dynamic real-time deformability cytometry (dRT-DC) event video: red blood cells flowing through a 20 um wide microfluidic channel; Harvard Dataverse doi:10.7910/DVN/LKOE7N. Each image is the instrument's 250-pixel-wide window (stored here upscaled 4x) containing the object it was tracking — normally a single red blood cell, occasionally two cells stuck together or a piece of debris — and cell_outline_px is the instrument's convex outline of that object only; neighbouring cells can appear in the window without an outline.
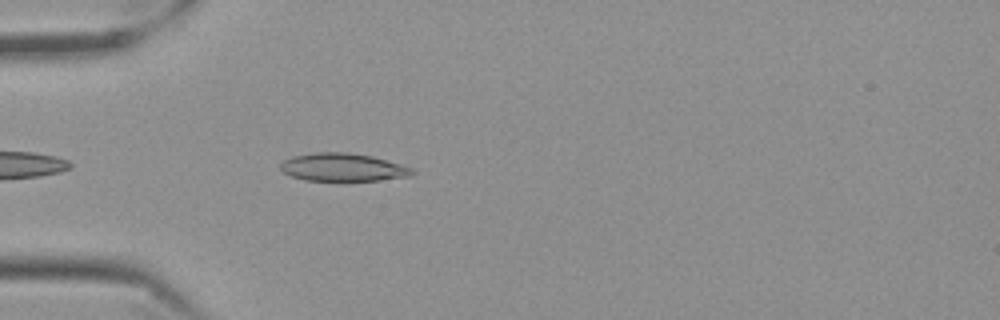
{"species": "Egyptian fruit bat (a non-hibernating species)", "species_latin": "Rousettus aegyptiacus", "temperature_condition": "cold", "stored_images_in_passage": 8, "camera_frame_rate_fps": 3000, "um_per_image_px": 0.085, "frame": {"image": 1, "passage_image": 4, "time_ms": 1.0, "image_size_px": [1000, 320], "cell_outline_px": [[416, 172], [412, 176], [380, 180], [304, 180], [292, 176], [284, 172], [280, 168], [280, 164], [284, 160], [292, 156], [316, 152], [348, 152], [372, 156], [400, 164], [412, 168]], "centroid_in_image_um": [29.16, 14.21], "position_along_channel_um": 55.8, "area_um2": 21.39}}
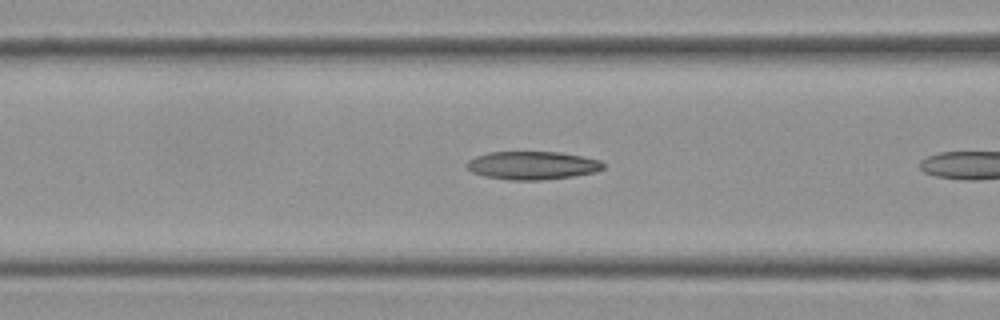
{"frame": {"image": 2, "passage_image": 7, "time_ms": 2.0, "image_size_px": [1000, 320], "cell_outline_px": [[604, 168], [596, 172], [572, 176], [540, 180], [512, 180], [484, 176], [472, 172], [468, 168], [468, 160], [476, 156], [488, 152], [560, 152], [600, 160], [604, 164]], "centroid_in_image_um": [45.26, 14.06], "position_along_channel_um": 121.3, "area_um2": 22.25}}